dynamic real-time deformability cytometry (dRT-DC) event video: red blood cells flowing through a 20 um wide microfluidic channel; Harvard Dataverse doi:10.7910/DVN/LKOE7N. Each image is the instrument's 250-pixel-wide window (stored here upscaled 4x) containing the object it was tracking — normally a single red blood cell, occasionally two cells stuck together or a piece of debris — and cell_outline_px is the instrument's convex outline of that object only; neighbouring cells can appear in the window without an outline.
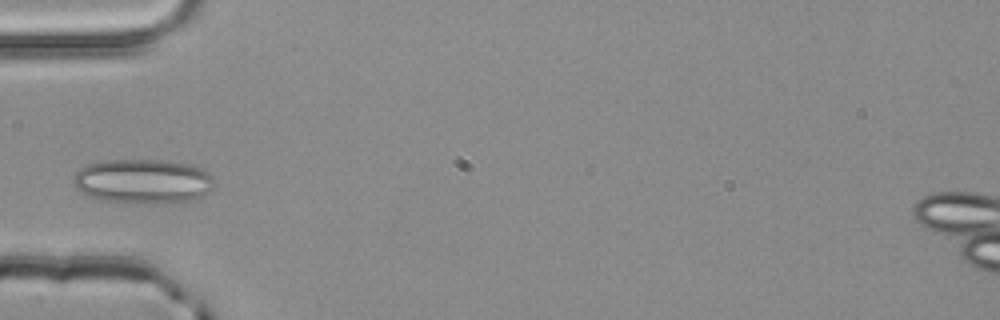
{"species": "common noctule bat (a hibernating species)", "species_latin": "Nyctalus noctula", "temperature_condition": "room temperature", "stored_images_in_passage": 2, "camera_frame_rate_fps": 3000, "um_per_image_px": 0.085, "animal": {"sex": "male", "body_mass_g": 20.4}, "frame": {"image": 1, "passage_image": 2, "time_ms": 0.333, "image_size_px": [1000, 320], "cell_outline_px": [[212, 188], [208, 192], [200, 196], [188, 200], [156, 204], [152, 204], [104, 200], [88, 196], [80, 192], [76, 188], [72, 180], [76, 172], [80, 168], [88, 164], [108, 160], [160, 160], [188, 164], [200, 168], [208, 172], [212, 176]], "centroid_in_image_um": [12.11, 15.41], "position_along_channel_um": 72.9, "area_um2": 36.3}}